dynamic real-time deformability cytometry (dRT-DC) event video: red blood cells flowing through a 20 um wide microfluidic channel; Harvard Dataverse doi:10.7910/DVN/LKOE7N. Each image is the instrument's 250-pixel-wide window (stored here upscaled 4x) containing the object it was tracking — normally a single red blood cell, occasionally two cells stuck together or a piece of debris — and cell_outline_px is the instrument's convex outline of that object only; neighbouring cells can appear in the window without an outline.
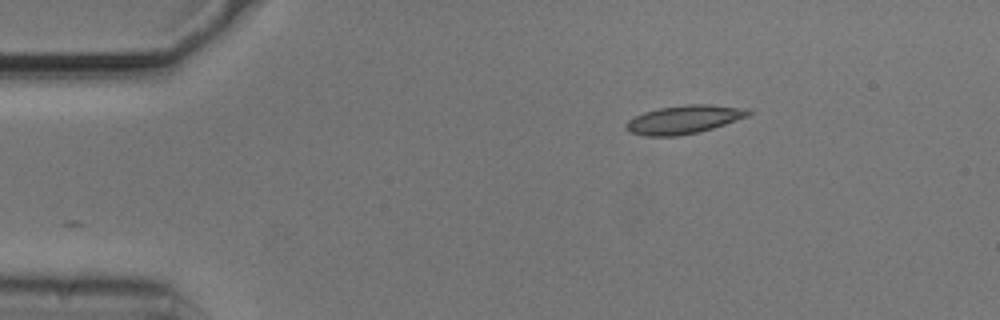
{"species": "common noctule bat (a hibernating species)", "species_latin": "Nyctalus noctula", "temperature_condition": "cold", "stored_images_in_passage": 44, "camera_frame_rate_fps": 3000, "um_per_image_px": 0.085, "animal": {"sex": "male", "body_mass_g": 20.5, "forearm_length_mm": 52.5}, "frame": {"image": 1, "passage_image": 1, "time_ms": 0.0, "image_size_px": [1000, 320], "cell_outline_px": [[752, 112], [748, 116], [700, 132], [676, 136], [644, 136], [628, 132], [624, 128], [624, 124], [628, 120], [644, 112], [660, 108], [684, 104], [712, 104], [752, 108]], "centroid_in_image_um": [58.15, 10.15], "position_along_channel_um": 26.9, "area_um2": 20.52}}
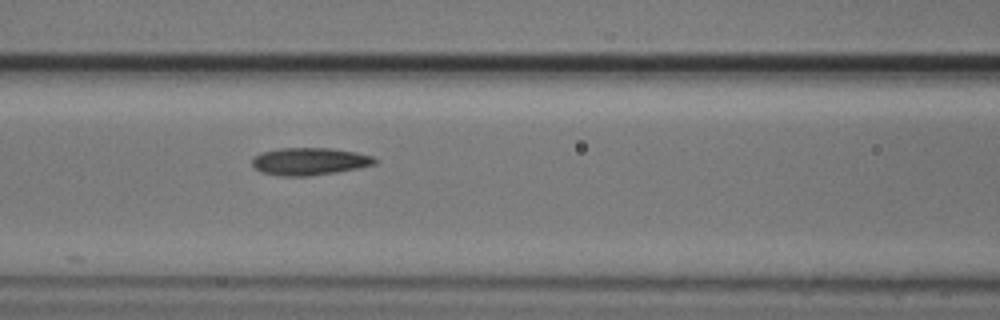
{"frame": {"image": 2, "passage_image": 15, "time_ms": 4.667, "image_size_px": [1000, 320], "cell_outline_px": [[380, 160], [376, 164], [360, 168], [336, 172], [308, 176], [280, 176], [260, 172], [252, 164], [252, 160], [260, 152], [280, 148], [332, 148], [356, 152], [372, 156]], "centroid_in_image_um": [26.34, 13.72], "position_along_channel_um": 140.3, "area_um2": 19.77}}
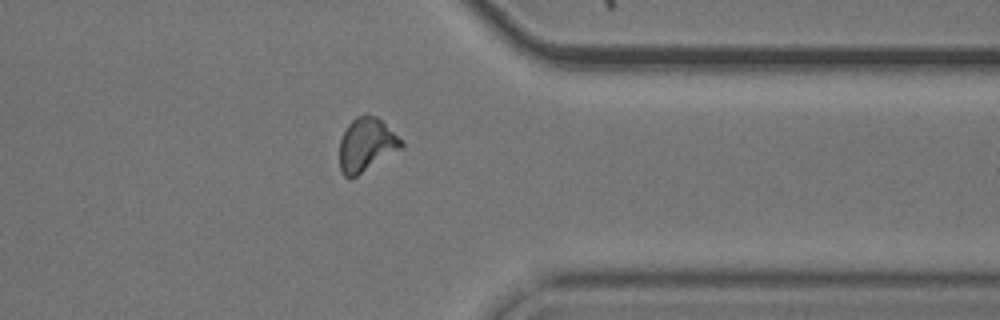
{"frame": {"image": 3, "passage_image": 35, "time_ms": 11.333, "image_size_px": [1000, 320], "cell_outline_px": [[404, 148], [356, 176], [344, 176], [340, 168], [340, 140], [348, 124], [356, 116], [364, 112], [376, 116], [404, 140]], "centroid_in_image_um": [31.19, 12.27], "position_along_channel_um": 380.2, "area_um2": 19.48}}